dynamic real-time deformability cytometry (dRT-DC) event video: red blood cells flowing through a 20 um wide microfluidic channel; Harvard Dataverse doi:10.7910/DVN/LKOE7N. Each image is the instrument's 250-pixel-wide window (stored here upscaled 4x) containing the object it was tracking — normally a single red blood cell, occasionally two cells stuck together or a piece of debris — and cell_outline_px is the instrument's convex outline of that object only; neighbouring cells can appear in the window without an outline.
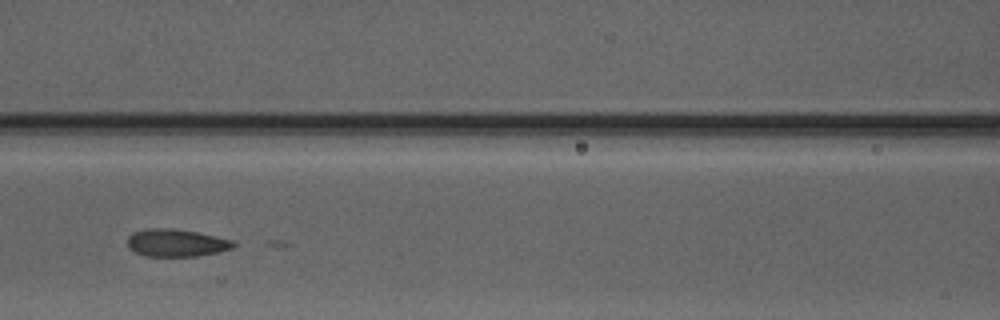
{"species": "Egyptian fruit bat (a non-hibernating species)", "species_latin": "Rousettus aegyptiacus", "temperature_condition": "warm", "stored_images_in_passage": 5, "camera_frame_rate_fps": 3000, "um_per_image_px": 0.085, "animal": {"sex": "male"}, "frame": {"image": 1, "passage_image": 5, "time_ms": 4.667, "image_size_px": [1000, 320], "cell_outline_px": [[236, 244], [232, 248], [216, 252], [196, 256], [144, 256], [128, 248], [128, 236], [132, 232], [144, 228], [172, 228], [196, 232], [216, 236], [232, 240]], "centroid_in_image_um": [14.93, 20.63], "position_along_channel_um": 151.7, "area_um2": 16.99}}